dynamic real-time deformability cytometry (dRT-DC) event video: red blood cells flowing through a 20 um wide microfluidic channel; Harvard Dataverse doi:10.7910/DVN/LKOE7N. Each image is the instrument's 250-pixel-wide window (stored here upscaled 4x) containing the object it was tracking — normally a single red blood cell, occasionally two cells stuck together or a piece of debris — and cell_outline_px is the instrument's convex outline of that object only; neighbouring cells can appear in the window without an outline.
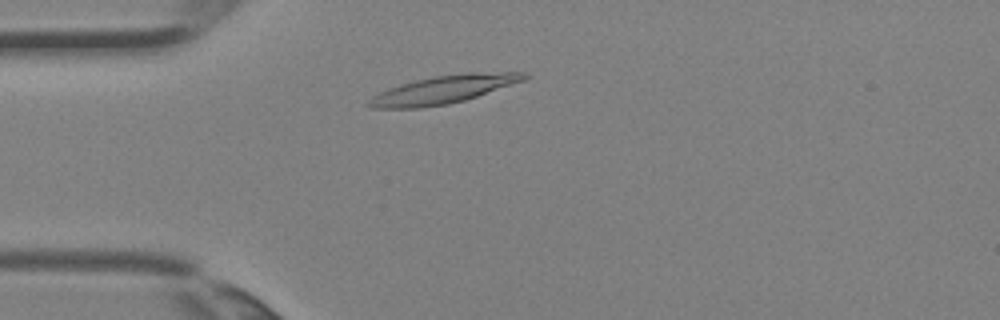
{"species": "Egyptian fruit bat (a non-hibernating species)", "species_latin": "Rousettus aegyptiacus", "temperature_condition": "room temperature", "stored_images_in_passage": 2, "camera_frame_rate_fps": 3000, "um_per_image_px": 0.085, "animal": {"sex": "female"}, "frame": {"image": 1, "passage_image": 2, "time_ms": 0.333, "image_size_px": [1000, 320], "cell_outline_px": [[532, 76], [524, 80], [464, 100], [448, 104], [420, 108], [372, 108], [364, 104], [372, 96], [388, 88], [400, 84], [432, 76], [464, 72], [528, 72]], "centroid_in_image_um": [37.68, 7.6], "position_along_channel_um": 47.3, "area_um2": 25.43}}